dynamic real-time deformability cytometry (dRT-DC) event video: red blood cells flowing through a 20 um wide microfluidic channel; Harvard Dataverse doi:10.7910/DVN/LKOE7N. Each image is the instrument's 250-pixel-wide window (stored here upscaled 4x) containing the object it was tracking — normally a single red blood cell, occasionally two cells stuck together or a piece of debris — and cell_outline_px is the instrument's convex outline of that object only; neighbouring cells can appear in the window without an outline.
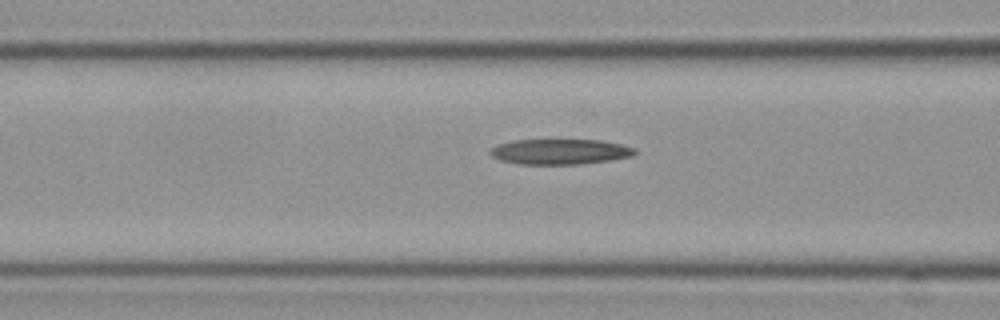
{"species": "Egyptian fruit bat (a non-hibernating species)", "species_latin": "Rousettus aegyptiacus", "temperature_condition": "cold", "stored_images_in_passage": 16, "camera_frame_rate_fps": 3000, "um_per_image_px": 0.085, "frame": {"image": 1, "passage_image": 10, "time_ms": 3.0, "image_size_px": [1000, 320], "cell_outline_px": [[636, 152], [632, 156], [608, 160], [580, 164], [520, 164], [500, 160], [492, 156], [488, 152], [488, 148], [496, 144], [512, 140], [604, 140], [636, 148]], "centroid_in_image_um": [47.54, 12.88], "position_along_channel_um": 119.1, "area_um2": 21.5}}
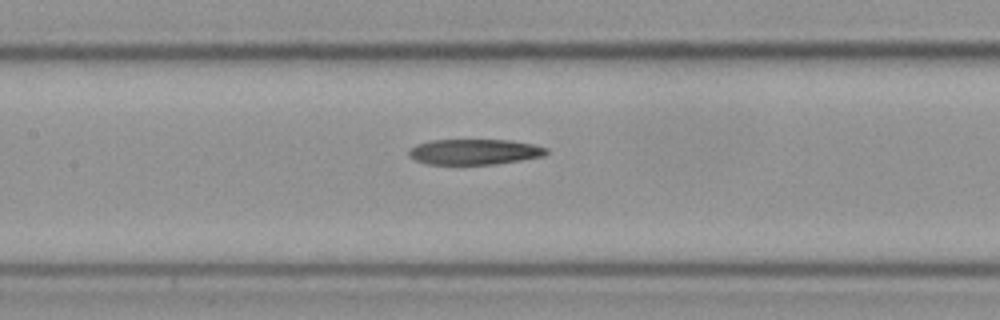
{"frame": {"image": 2, "passage_image": 14, "time_ms": 4.333, "image_size_px": [1000, 320], "cell_outline_px": [[548, 152], [544, 156], [496, 164], [428, 164], [416, 160], [408, 156], [408, 148], [416, 144], [432, 140], [512, 140], [532, 144], [548, 148]], "centroid_in_image_um": [40.31, 12.9], "position_along_channel_um": 167.1, "area_um2": 20.52}}